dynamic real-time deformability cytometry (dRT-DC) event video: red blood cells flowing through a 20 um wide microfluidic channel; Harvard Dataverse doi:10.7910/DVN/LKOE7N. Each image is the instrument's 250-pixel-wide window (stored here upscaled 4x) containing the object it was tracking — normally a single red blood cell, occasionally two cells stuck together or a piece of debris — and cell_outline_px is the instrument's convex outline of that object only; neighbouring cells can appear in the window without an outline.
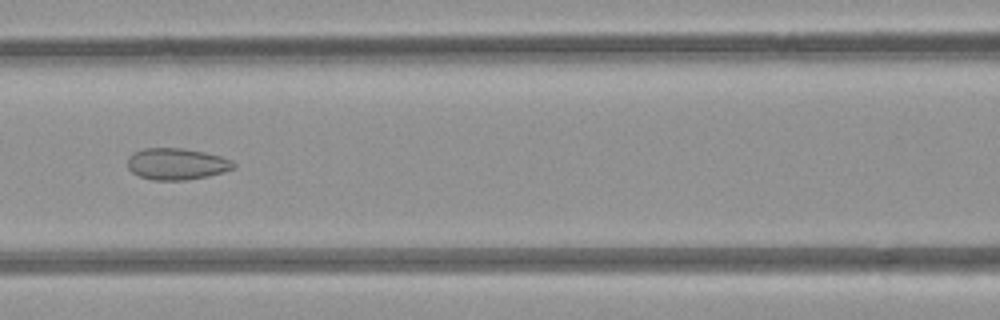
{"species": "common noctule bat (a hibernating species)", "species_latin": "Nyctalus noctula", "temperature_condition": "room temperature", "stored_images_in_passage": 6, "camera_frame_rate_fps": 3000, "um_per_image_px": 0.085, "animal": {"sex": "female", "body_mass_g": 21.9}, "frame": {"image": 1, "passage_image": 6, "time_ms": 6.333, "image_size_px": [1000, 320], "cell_outline_px": [[236, 168], [224, 172], [208, 176], [184, 180], [152, 180], [140, 176], [132, 172], [128, 168], [128, 156], [144, 148], [184, 148], [204, 152], [220, 156], [232, 160], [236, 164]], "centroid_in_image_um": [15.05, 13.93], "position_along_channel_um": 151.6, "area_um2": 19.54}}